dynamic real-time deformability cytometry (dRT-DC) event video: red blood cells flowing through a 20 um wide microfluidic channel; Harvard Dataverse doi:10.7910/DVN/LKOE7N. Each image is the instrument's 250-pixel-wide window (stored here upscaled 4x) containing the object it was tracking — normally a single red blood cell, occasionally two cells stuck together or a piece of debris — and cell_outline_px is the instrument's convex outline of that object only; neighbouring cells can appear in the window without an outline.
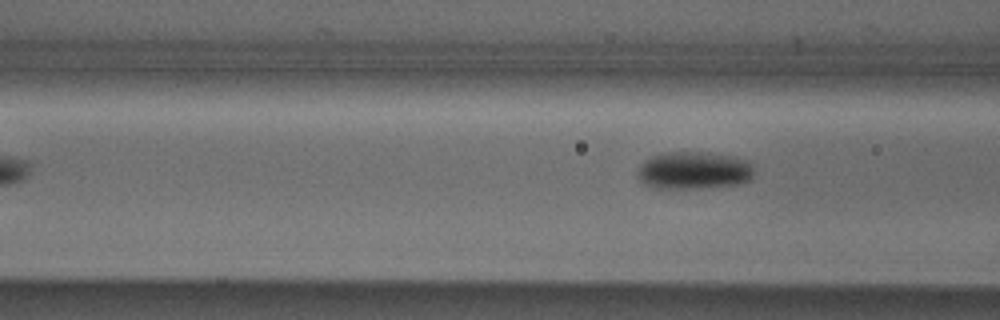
{"species": "Egyptian fruit bat (a non-hibernating species)", "species_latin": "Rousettus aegyptiacus", "temperature_condition": "cold", "stored_images_in_passage": 7, "camera_frame_rate_fps": 3000, "um_per_image_px": 0.085, "animal": {"sex": "male"}, "frame": {"image": 1, "passage_image": 7, "time_ms": 7.333, "image_size_px": [1000, 320], "cell_outline_px": [[752, 176], [748, 180], [740, 184], [692, 188], [652, 188], [644, 184], [640, 180], [640, 164], [644, 160], [652, 156], [664, 152], [704, 152], [732, 156], [748, 160], [752, 168]], "centroid_in_image_um": [58.96, 14.48], "position_along_channel_um": 107.6, "area_um2": 25.26}}